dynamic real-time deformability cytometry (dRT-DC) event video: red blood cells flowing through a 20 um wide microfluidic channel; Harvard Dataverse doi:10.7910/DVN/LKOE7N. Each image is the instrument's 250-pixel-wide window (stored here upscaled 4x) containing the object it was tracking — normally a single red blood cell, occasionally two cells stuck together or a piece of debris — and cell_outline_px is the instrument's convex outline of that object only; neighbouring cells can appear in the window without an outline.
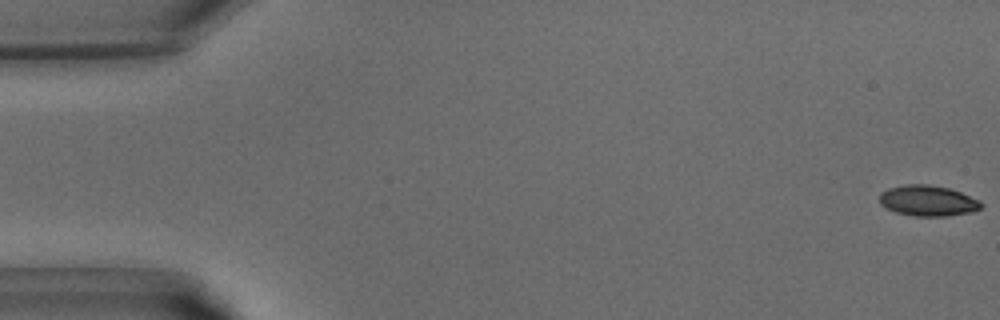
{"species": "common noctule bat (a hibernating species)", "species_latin": "Nyctalus noctula", "temperature_condition": "warm", "stored_images_in_passage": 41, "camera_frame_rate_fps": 3000, "um_per_image_px": 0.085, "animal": {"sex": "male", "body_mass_g": 15.6}, "frame": {"image": 1, "passage_image": 1, "time_ms": 0.0, "image_size_px": [1000, 320], "cell_outline_px": [[984, 204], [980, 208], [972, 212], [948, 216], [916, 216], [896, 212], [884, 208], [880, 204], [880, 192], [888, 188], [904, 184], [928, 184], [948, 188], [960, 192], [980, 200]], "centroid_in_image_um": [78.86, 17.06], "position_along_channel_um": 6.1, "area_um2": 18.32}}
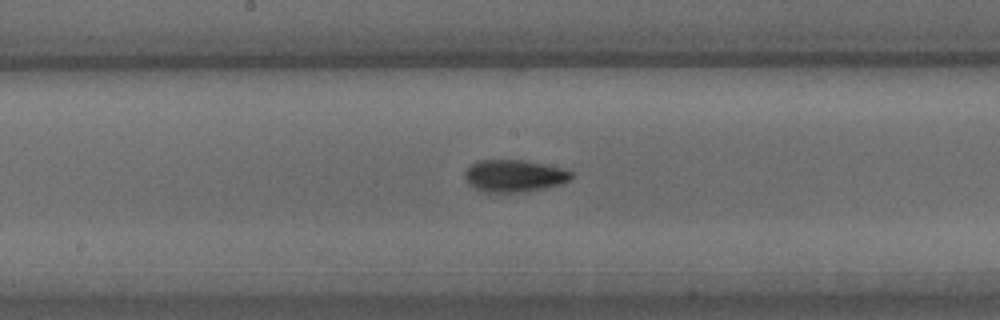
{"frame": {"image": 2, "passage_image": 21, "time_ms": 6.667, "image_size_px": [1000, 320], "cell_outline_px": [[572, 176], [564, 184], [544, 188], [516, 192], [484, 192], [468, 184], [464, 180], [464, 172], [476, 160], [524, 160], [568, 168], [572, 172]], "centroid_in_image_um": [43.73, 14.93], "position_along_channel_um": 204.5, "area_um2": 20.17}}
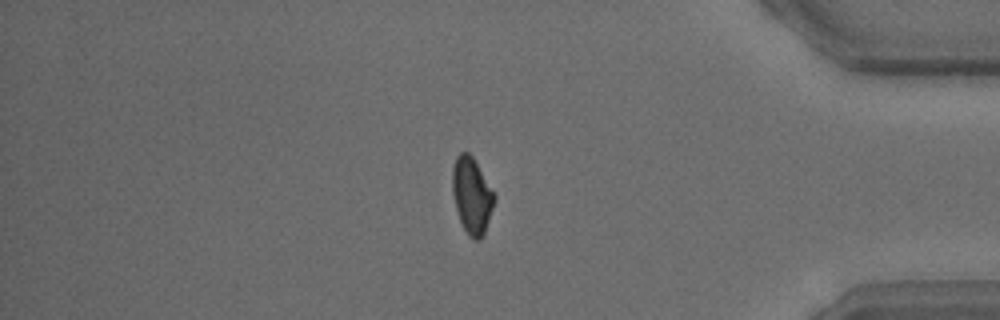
{"frame": {"image": 3, "passage_image": 34, "time_ms": 11.0, "image_size_px": [1000, 320], "cell_outline_px": [[496, 200], [484, 232], [480, 240], [476, 240], [468, 236], [460, 220], [456, 208], [452, 192], [452, 168], [456, 156], [460, 152], [468, 152], [472, 156], [496, 192]], "centroid_in_image_um": [40.12, 16.59], "position_along_channel_um": 395.1, "area_um2": 18.84}}